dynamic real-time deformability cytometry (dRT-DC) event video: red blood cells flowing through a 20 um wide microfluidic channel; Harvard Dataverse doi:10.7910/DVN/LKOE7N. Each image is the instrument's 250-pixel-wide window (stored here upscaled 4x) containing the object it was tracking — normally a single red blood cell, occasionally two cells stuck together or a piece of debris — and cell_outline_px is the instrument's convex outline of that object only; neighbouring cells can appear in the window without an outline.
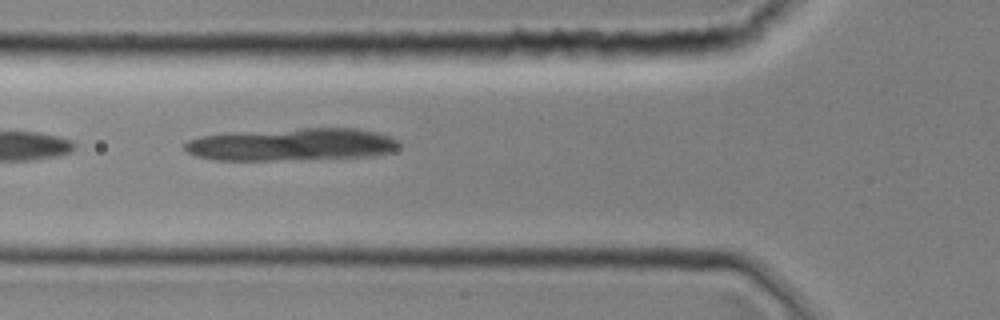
{"species": "common noctule bat (a hibernating species)", "species_latin": "Nyctalus noctula", "temperature_condition": "room temperature", "stored_images_in_passage": 12, "camera_frame_rate_fps": 3000, "um_per_image_px": 0.085, "animal": {"sex": "female", "body_mass_g": 19.0, "forearm_length_mm": 51.5}, "frame": {"image": 1, "passage_image": 4, "time_ms": 1.0, "image_size_px": [1000, 320], "cell_outline_px": [[400, 148], [392, 152], [372, 156], [272, 160], [212, 160], [196, 156], [184, 152], [184, 144], [188, 140], [200, 136], [228, 132], [300, 128], [356, 128], [376, 132], [400, 140]], "centroid_in_image_um": [24.77, 12.27], "position_along_channel_um": 101.0, "area_um2": 41.1}}